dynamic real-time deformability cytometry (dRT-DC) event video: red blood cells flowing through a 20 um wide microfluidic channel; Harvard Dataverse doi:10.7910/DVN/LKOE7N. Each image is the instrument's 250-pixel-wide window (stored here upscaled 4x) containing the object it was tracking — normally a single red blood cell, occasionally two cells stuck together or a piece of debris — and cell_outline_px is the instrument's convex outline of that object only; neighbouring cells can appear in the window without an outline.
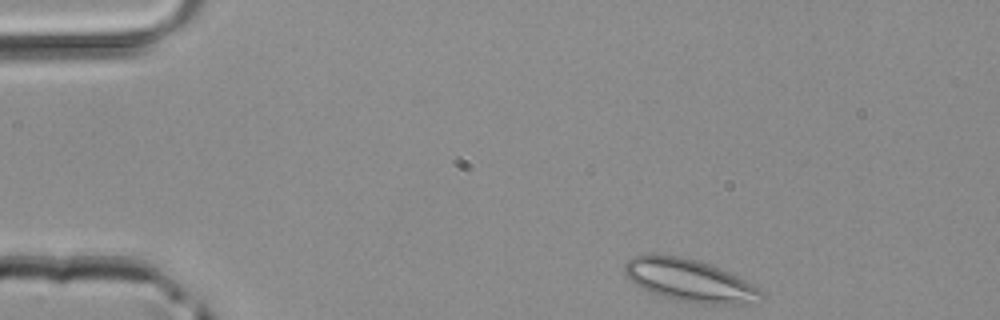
{"species": "common noctule bat (a hibernating species)", "species_latin": "Nyctalus noctula", "temperature_condition": "room temperature", "stored_images_in_passage": 2, "camera_frame_rate_fps": 3000, "um_per_image_px": 0.085, "animal": {"sex": "male", "body_mass_g": 20.4}, "frame": {"image": 1, "passage_image": 1, "time_ms": 0.0, "image_size_px": [1000, 320], "cell_outline_px": [[764, 296], [756, 304], [704, 304], [676, 300], [640, 288], [624, 272], [624, 264], [632, 256], [680, 256], [696, 260], [708, 264], [728, 272], [760, 288], [764, 292]], "centroid_in_image_um": [58.68, 23.87], "position_along_channel_um": 26.3, "area_um2": 33.29}}